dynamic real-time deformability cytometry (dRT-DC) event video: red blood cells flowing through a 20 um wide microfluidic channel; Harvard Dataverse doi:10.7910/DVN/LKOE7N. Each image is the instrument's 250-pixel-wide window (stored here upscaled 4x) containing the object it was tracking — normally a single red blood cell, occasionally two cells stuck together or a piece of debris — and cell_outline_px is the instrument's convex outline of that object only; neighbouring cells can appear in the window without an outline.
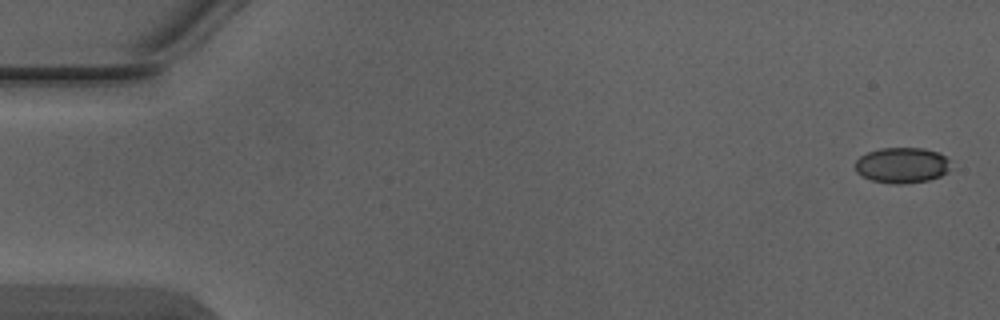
{"species": "Egyptian fruit bat (a non-hibernating species)", "species_latin": "Rousettus aegyptiacus", "temperature_condition": "warm", "stored_images_in_passage": 4, "camera_frame_rate_fps": 3000, "um_per_image_px": 0.085, "animal": {"sex": "male"}, "frame": {"image": 1, "passage_image": 1, "time_ms": 0.0, "image_size_px": [1000, 320], "cell_outline_px": [[952, 168], [948, 172], [940, 176], [928, 180], [904, 184], [892, 184], [872, 180], [860, 176], [856, 172], [856, 160], [860, 156], [868, 152], [880, 148], [924, 148], [936, 152], [944, 156], [948, 160]], "centroid_in_image_um": [76.67, 14.05], "position_along_channel_um": 8.3, "area_um2": 19.94}}
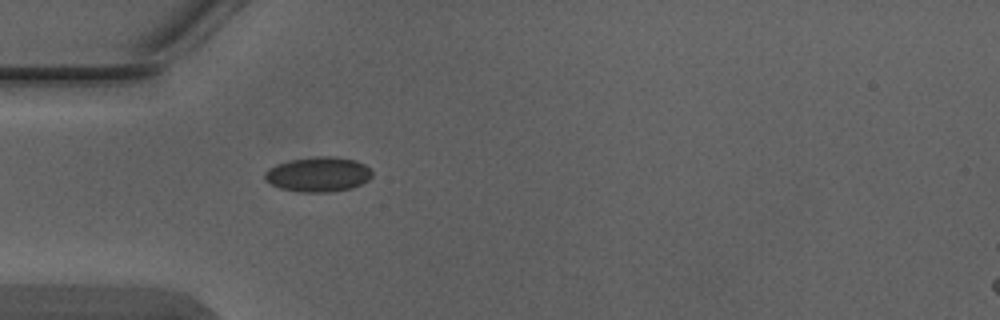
{"frame": {"image": 2, "passage_image": 4, "time_ms": 1.0, "image_size_px": [1000, 320], "cell_outline_px": [[372, 176], [368, 180], [352, 188], [328, 192], [300, 192], [280, 188], [264, 180], [264, 172], [280, 164], [292, 160], [316, 156], [336, 156], [356, 160], [364, 164], [372, 172]], "centroid_in_image_um": [27.08, 14.82], "position_along_channel_um": 57.9, "area_um2": 21.62}}